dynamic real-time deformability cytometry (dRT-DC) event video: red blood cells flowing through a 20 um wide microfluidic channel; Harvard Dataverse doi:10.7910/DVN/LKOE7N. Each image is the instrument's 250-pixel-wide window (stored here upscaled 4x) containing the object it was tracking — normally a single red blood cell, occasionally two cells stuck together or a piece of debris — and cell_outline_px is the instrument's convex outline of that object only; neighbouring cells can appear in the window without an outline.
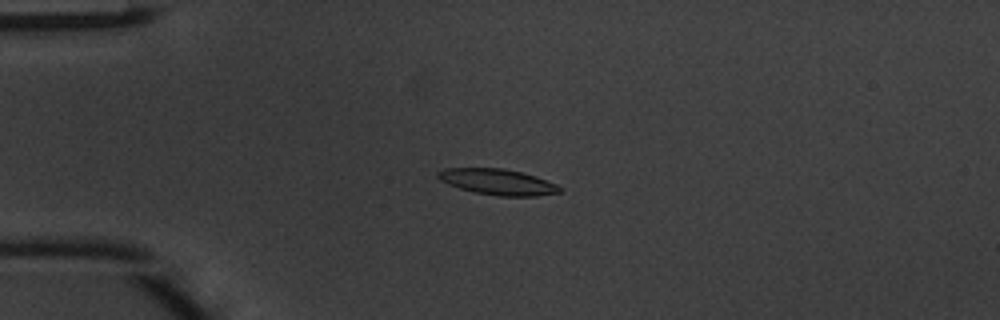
{"species": "common noctule bat (a hibernating species)", "species_latin": "Nyctalus noctula", "temperature_condition": "warm", "stored_images_in_passage": 45, "camera_frame_rate_fps": 3000, "um_per_image_px": 0.085, "animal": {"sex": "male", "body_mass_g": 20.1, "forearm_length_mm": 53.5}, "frame": {"image": 1, "passage_image": 9, "time_ms": 2.667, "image_size_px": [1000, 320], "cell_outline_px": [[564, 192], [536, 196], [500, 196], [476, 192], [460, 188], [448, 184], [440, 180], [436, 176], [436, 172], [444, 168], [504, 168], [536, 176], [556, 184]], "centroid_in_image_um": [42.3, 15.46], "position_along_channel_um": 42.7, "area_um2": 18.32}}
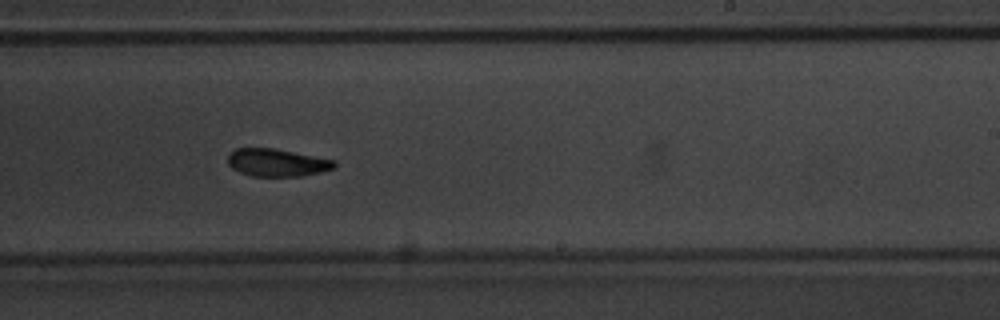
{"frame": {"image": 2, "passage_image": 27, "time_ms": 8.667, "image_size_px": [1000, 320], "cell_outline_px": [[336, 168], [320, 172], [300, 176], [252, 176], [240, 172], [232, 168], [228, 164], [228, 152], [236, 148], [272, 148], [336, 160]], "centroid_in_image_um": [23.53, 13.82], "position_along_channel_um": 265.5, "area_um2": 17.17}}
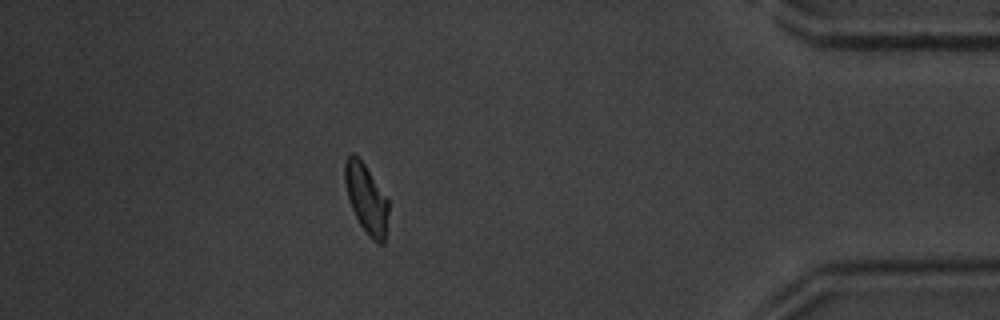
{"frame": {"image": 3, "passage_image": 40, "time_ms": 13.0, "image_size_px": [1000, 320], "cell_outline_px": [[388, 212], [384, 244], [376, 244], [368, 236], [360, 224], [352, 208], [348, 196], [344, 180], [344, 164], [348, 152], [352, 152], [364, 164], [388, 200]], "centroid_in_image_um": [31.12, 16.89], "position_along_channel_um": 404.1, "area_um2": 17.4}, "authors_computed_cell_mechanics": {"area_um2": 18.0336, "velocity_mm_per_s": 4.1432, "shape_relaxation_time_tau1_ms": 2.8942, "shape_relaxation_time_tau2_ms": 3.9926, "deformation_change_tau1": 0.1276, "deformation_change_tau2": 0.108}}